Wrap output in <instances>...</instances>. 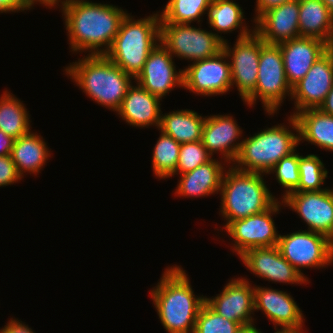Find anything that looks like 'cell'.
Segmentation results:
<instances>
[{
	"instance_id": "obj_1",
	"label": "cell",
	"mask_w": 333,
	"mask_h": 333,
	"mask_svg": "<svg viewBox=\"0 0 333 333\" xmlns=\"http://www.w3.org/2000/svg\"><path fill=\"white\" fill-rule=\"evenodd\" d=\"M60 3L57 5L63 12L73 53L88 51V55H105L127 11L89 0H64Z\"/></svg>"
},
{
	"instance_id": "obj_2",
	"label": "cell",
	"mask_w": 333,
	"mask_h": 333,
	"mask_svg": "<svg viewBox=\"0 0 333 333\" xmlns=\"http://www.w3.org/2000/svg\"><path fill=\"white\" fill-rule=\"evenodd\" d=\"M151 298L159 319L168 333H193L206 296H196L189 277L180 266L165 269L151 289Z\"/></svg>"
},
{
	"instance_id": "obj_3",
	"label": "cell",
	"mask_w": 333,
	"mask_h": 333,
	"mask_svg": "<svg viewBox=\"0 0 333 333\" xmlns=\"http://www.w3.org/2000/svg\"><path fill=\"white\" fill-rule=\"evenodd\" d=\"M67 76L93 101L116 112L135 80L105 55H88L65 67Z\"/></svg>"
},
{
	"instance_id": "obj_4",
	"label": "cell",
	"mask_w": 333,
	"mask_h": 333,
	"mask_svg": "<svg viewBox=\"0 0 333 333\" xmlns=\"http://www.w3.org/2000/svg\"><path fill=\"white\" fill-rule=\"evenodd\" d=\"M123 18L105 56L134 79L142 71L151 51L160 43L159 12L141 19Z\"/></svg>"
},
{
	"instance_id": "obj_5",
	"label": "cell",
	"mask_w": 333,
	"mask_h": 333,
	"mask_svg": "<svg viewBox=\"0 0 333 333\" xmlns=\"http://www.w3.org/2000/svg\"><path fill=\"white\" fill-rule=\"evenodd\" d=\"M222 178L220 212L226 220L244 219L269 209L278 199L264 181V174L236 169L230 165Z\"/></svg>"
},
{
	"instance_id": "obj_6",
	"label": "cell",
	"mask_w": 333,
	"mask_h": 333,
	"mask_svg": "<svg viewBox=\"0 0 333 333\" xmlns=\"http://www.w3.org/2000/svg\"><path fill=\"white\" fill-rule=\"evenodd\" d=\"M288 124L297 134L289 130V126L278 124L260 130L253 136L242 140L240 151L232 163L239 170L267 174L281 158L297 151L299 127L294 116L288 117Z\"/></svg>"
},
{
	"instance_id": "obj_7",
	"label": "cell",
	"mask_w": 333,
	"mask_h": 333,
	"mask_svg": "<svg viewBox=\"0 0 333 333\" xmlns=\"http://www.w3.org/2000/svg\"><path fill=\"white\" fill-rule=\"evenodd\" d=\"M292 88L288 84L282 53L279 45L261 43L257 83L254 91L244 100L249 107L261 99L263 108L270 116L277 113L281 103L288 95L291 97Z\"/></svg>"
},
{
	"instance_id": "obj_8",
	"label": "cell",
	"mask_w": 333,
	"mask_h": 333,
	"mask_svg": "<svg viewBox=\"0 0 333 333\" xmlns=\"http://www.w3.org/2000/svg\"><path fill=\"white\" fill-rule=\"evenodd\" d=\"M160 43L174 57L197 61L223 51L224 42L215 32L190 24L160 23Z\"/></svg>"
},
{
	"instance_id": "obj_9",
	"label": "cell",
	"mask_w": 333,
	"mask_h": 333,
	"mask_svg": "<svg viewBox=\"0 0 333 333\" xmlns=\"http://www.w3.org/2000/svg\"><path fill=\"white\" fill-rule=\"evenodd\" d=\"M277 246L282 256L303 276L301 268H325L333 263V241L318 232L298 230L279 234Z\"/></svg>"
},
{
	"instance_id": "obj_10",
	"label": "cell",
	"mask_w": 333,
	"mask_h": 333,
	"mask_svg": "<svg viewBox=\"0 0 333 333\" xmlns=\"http://www.w3.org/2000/svg\"><path fill=\"white\" fill-rule=\"evenodd\" d=\"M280 205L284 204L277 200L269 209L231 221L224 227L234 241L231 246L233 252L240 257L248 249L277 246L279 234L272 215L279 213Z\"/></svg>"
},
{
	"instance_id": "obj_11",
	"label": "cell",
	"mask_w": 333,
	"mask_h": 333,
	"mask_svg": "<svg viewBox=\"0 0 333 333\" xmlns=\"http://www.w3.org/2000/svg\"><path fill=\"white\" fill-rule=\"evenodd\" d=\"M183 88L203 96L227 93L232 88V79L225 51L208 59L193 61L183 69Z\"/></svg>"
},
{
	"instance_id": "obj_12",
	"label": "cell",
	"mask_w": 333,
	"mask_h": 333,
	"mask_svg": "<svg viewBox=\"0 0 333 333\" xmlns=\"http://www.w3.org/2000/svg\"><path fill=\"white\" fill-rule=\"evenodd\" d=\"M262 42L255 32L237 38L233 48L227 40L224 42L223 50L230 59L232 86L235 84L243 101L254 91L257 83Z\"/></svg>"
},
{
	"instance_id": "obj_13",
	"label": "cell",
	"mask_w": 333,
	"mask_h": 333,
	"mask_svg": "<svg viewBox=\"0 0 333 333\" xmlns=\"http://www.w3.org/2000/svg\"><path fill=\"white\" fill-rule=\"evenodd\" d=\"M283 206L295 211L308 225L309 231L326 235L333 241V189L291 192Z\"/></svg>"
},
{
	"instance_id": "obj_14",
	"label": "cell",
	"mask_w": 333,
	"mask_h": 333,
	"mask_svg": "<svg viewBox=\"0 0 333 333\" xmlns=\"http://www.w3.org/2000/svg\"><path fill=\"white\" fill-rule=\"evenodd\" d=\"M333 86V49L330 47L310 68L306 76L292 87L296 113L318 109Z\"/></svg>"
},
{
	"instance_id": "obj_15",
	"label": "cell",
	"mask_w": 333,
	"mask_h": 333,
	"mask_svg": "<svg viewBox=\"0 0 333 333\" xmlns=\"http://www.w3.org/2000/svg\"><path fill=\"white\" fill-rule=\"evenodd\" d=\"M173 58L159 43L148 55L142 71L134 82L162 101V97L170 93L173 88H183V70L179 69L177 72Z\"/></svg>"
},
{
	"instance_id": "obj_16",
	"label": "cell",
	"mask_w": 333,
	"mask_h": 333,
	"mask_svg": "<svg viewBox=\"0 0 333 333\" xmlns=\"http://www.w3.org/2000/svg\"><path fill=\"white\" fill-rule=\"evenodd\" d=\"M243 264L259 278L269 282L288 284H307L303 276L281 254L278 246L248 249L240 257Z\"/></svg>"
},
{
	"instance_id": "obj_17",
	"label": "cell",
	"mask_w": 333,
	"mask_h": 333,
	"mask_svg": "<svg viewBox=\"0 0 333 333\" xmlns=\"http://www.w3.org/2000/svg\"><path fill=\"white\" fill-rule=\"evenodd\" d=\"M247 278L230 279L222 292L206 303L219 315L239 323L242 327L254 324V286Z\"/></svg>"
},
{
	"instance_id": "obj_18",
	"label": "cell",
	"mask_w": 333,
	"mask_h": 333,
	"mask_svg": "<svg viewBox=\"0 0 333 333\" xmlns=\"http://www.w3.org/2000/svg\"><path fill=\"white\" fill-rule=\"evenodd\" d=\"M254 32L266 43L279 45L300 37L299 0L271 8L255 21Z\"/></svg>"
},
{
	"instance_id": "obj_19",
	"label": "cell",
	"mask_w": 333,
	"mask_h": 333,
	"mask_svg": "<svg viewBox=\"0 0 333 333\" xmlns=\"http://www.w3.org/2000/svg\"><path fill=\"white\" fill-rule=\"evenodd\" d=\"M262 310L274 328H303L302 310L287 292L254 286V311Z\"/></svg>"
},
{
	"instance_id": "obj_20",
	"label": "cell",
	"mask_w": 333,
	"mask_h": 333,
	"mask_svg": "<svg viewBox=\"0 0 333 333\" xmlns=\"http://www.w3.org/2000/svg\"><path fill=\"white\" fill-rule=\"evenodd\" d=\"M285 76L291 88L304 78L313 64L330 48L318 38L298 37L279 44Z\"/></svg>"
},
{
	"instance_id": "obj_21",
	"label": "cell",
	"mask_w": 333,
	"mask_h": 333,
	"mask_svg": "<svg viewBox=\"0 0 333 333\" xmlns=\"http://www.w3.org/2000/svg\"><path fill=\"white\" fill-rule=\"evenodd\" d=\"M207 117L201 141L212 157L214 153L220 152L221 159L230 165L235 161L240 151L242 141L239 143V137L242 130L232 115H210Z\"/></svg>"
},
{
	"instance_id": "obj_22",
	"label": "cell",
	"mask_w": 333,
	"mask_h": 333,
	"mask_svg": "<svg viewBox=\"0 0 333 333\" xmlns=\"http://www.w3.org/2000/svg\"><path fill=\"white\" fill-rule=\"evenodd\" d=\"M160 99L152 95L139 84L131 85L116 111L122 120L130 126L149 127L156 126L159 129L161 118Z\"/></svg>"
},
{
	"instance_id": "obj_23",
	"label": "cell",
	"mask_w": 333,
	"mask_h": 333,
	"mask_svg": "<svg viewBox=\"0 0 333 333\" xmlns=\"http://www.w3.org/2000/svg\"><path fill=\"white\" fill-rule=\"evenodd\" d=\"M222 160L211 159L192 171L180 174V181L175 189L179 197L197 198L220 192L225 167Z\"/></svg>"
},
{
	"instance_id": "obj_24",
	"label": "cell",
	"mask_w": 333,
	"mask_h": 333,
	"mask_svg": "<svg viewBox=\"0 0 333 333\" xmlns=\"http://www.w3.org/2000/svg\"><path fill=\"white\" fill-rule=\"evenodd\" d=\"M299 31L333 45V13L322 0H299Z\"/></svg>"
},
{
	"instance_id": "obj_25",
	"label": "cell",
	"mask_w": 333,
	"mask_h": 333,
	"mask_svg": "<svg viewBox=\"0 0 333 333\" xmlns=\"http://www.w3.org/2000/svg\"><path fill=\"white\" fill-rule=\"evenodd\" d=\"M51 152L41 135L30 131L28 134L14 139L11 159L23 178L28 172L37 175L44 167Z\"/></svg>"
},
{
	"instance_id": "obj_26",
	"label": "cell",
	"mask_w": 333,
	"mask_h": 333,
	"mask_svg": "<svg viewBox=\"0 0 333 333\" xmlns=\"http://www.w3.org/2000/svg\"><path fill=\"white\" fill-rule=\"evenodd\" d=\"M299 127V142L307 141L333 151V116L319 109H307L294 115Z\"/></svg>"
},
{
	"instance_id": "obj_27",
	"label": "cell",
	"mask_w": 333,
	"mask_h": 333,
	"mask_svg": "<svg viewBox=\"0 0 333 333\" xmlns=\"http://www.w3.org/2000/svg\"><path fill=\"white\" fill-rule=\"evenodd\" d=\"M206 116L190 109L161 112L159 130L171 136L180 144L200 141Z\"/></svg>"
},
{
	"instance_id": "obj_28",
	"label": "cell",
	"mask_w": 333,
	"mask_h": 333,
	"mask_svg": "<svg viewBox=\"0 0 333 333\" xmlns=\"http://www.w3.org/2000/svg\"><path fill=\"white\" fill-rule=\"evenodd\" d=\"M239 3L233 0H212L210 6L207 9L208 23L210 27L215 30L216 36L223 42L226 40L219 35L221 33H230L236 29H240V33L237 36L239 38L246 37L254 32V29H248L249 27L244 24V12L241 9ZM244 24V25H243Z\"/></svg>"
},
{
	"instance_id": "obj_29",
	"label": "cell",
	"mask_w": 333,
	"mask_h": 333,
	"mask_svg": "<svg viewBox=\"0 0 333 333\" xmlns=\"http://www.w3.org/2000/svg\"><path fill=\"white\" fill-rule=\"evenodd\" d=\"M22 102L8 90L0 97V130L13 139L31 131L29 111Z\"/></svg>"
},
{
	"instance_id": "obj_30",
	"label": "cell",
	"mask_w": 333,
	"mask_h": 333,
	"mask_svg": "<svg viewBox=\"0 0 333 333\" xmlns=\"http://www.w3.org/2000/svg\"><path fill=\"white\" fill-rule=\"evenodd\" d=\"M212 0H168L160 15V23L191 24L201 22Z\"/></svg>"
},
{
	"instance_id": "obj_31",
	"label": "cell",
	"mask_w": 333,
	"mask_h": 333,
	"mask_svg": "<svg viewBox=\"0 0 333 333\" xmlns=\"http://www.w3.org/2000/svg\"><path fill=\"white\" fill-rule=\"evenodd\" d=\"M160 132L152 153V168L156 177L166 179L175 176L181 144L171 136Z\"/></svg>"
},
{
	"instance_id": "obj_32",
	"label": "cell",
	"mask_w": 333,
	"mask_h": 333,
	"mask_svg": "<svg viewBox=\"0 0 333 333\" xmlns=\"http://www.w3.org/2000/svg\"><path fill=\"white\" fill-rule=\"evenodd\" d=\"M324 165L317 155H299L300 182L293 192H310L327 189L321 188V185L324 184L325 179L328 177V171Z\"/></svg>"
},
{
	"instance_id": "obj_33",
	"label": "cell",
	"mask_w": 333,
	"mask_h": 333,
	"mask_svg": "<svg viewBox=\"0 0 333 333\" xmlns=\"http://www.w3.org/2000/svg\"><path fill=\"white\" fill-rule=\"evenodd\" d=\"M242 326L216 313L206 302L197 315L193 333H237Z\"/></svg>"
},
{
	"instance_id": "obj_34",
	"label": "cell",
	"mask_w": 333,
	"mask_h": 333,
	"mask_svg": "<svg viewBox=\"0 0 333 333\" xmlns=\"http://www.w3.org/2000/svg\"><path fill=\"white\" fill-rule=\"evenodd\" d=\"M275 173L276 180L282 188L286 190L282 199L293 192L300 182L299 174V153L293 152L291 155L281 158L277 164L268 172Z\"/></svg>"
},
{
	"instance_id": "obj_35",
	"label": "cell",
	"mask_w": 333,
	"mask_h": 333,
	"mask_svg": "<svg viewBox=\"0 0 333 333\" xmlns=\"http://www.w3.org/2000/svg\"><path fill=\"white\" fill-rule=\"evenodd\" d=\"M211 159L212 156L208 153L201 140L183 143L180 146L175 175L192 171Z\"/></svg>"
},
{
	"instance_id": "obj_36",
	"label": "cell",
	"mask_w": 333,
	"mask_h": 333,
	"mask_svg": "<svg viewBox=\"0 0 333 333\" xmlns=\"http://www.w3.org/2000/svg\"><path fill=\"white\" fill-rule=\"evenodd\" d=\"M22 179L10 155L0 156V187L17 183Z\"/></svg>"
},
{
	"instance_id": "obj_37",
	"label": "cell",
	"mask_w": 333,
	"mask_h": 333,
	"mask_svg": "<svg viewBox=\"0 0 333 333\" xmlns=\"http://www.w3.org/2000/svg\"><path fill=\"white\" fill-rule=\"evenodd\" d=\"M35 4L33 0H0V13L28 11Z\"/></svg>"
},
{
	"instance_id": "obj_38",
	"label": "cell",
	"mask_w": 333,
	"mask_h": 333,
	"mask_svg": "<svg viewBox=\"0 0 333 333\" xmlns=\"http://www.w3.org/2000/svg\"><path fill=\"white\" fill-rule=\"evenodd\" d=\"M0 333H35L28 325L18 319L11 318L6 325L0 329Z\"/></svg>"
},
{
	"instance_id": "obj_39",
	"label": "cell",
	"mask_w": 333,
	"mask_h": 333,
	"mask_svg": "<svg viewBox=\"0 0 333 333\" xmlns=\"http://www.w3.org/2000/svg\"><path fill=\"white\" fill-rule=\"evenodd\" d=\"M292 0H256V10L254 21L267 10L280 6L281 4Z\"/></svg>"
},
{
	"instance_id": "obj_40",
	"label": "cell",
	"mask_w": 333,
	"mask_h": 333,
	"mask_svg": "<svg viewBox=\"0 0 333 333\" xmlns=\"http://www.w3.org/2000/svg\"><path fill=\"white\" fill-rule=\"evenodd\" d=\"M13 143L14 139L0 130V156L10 155Z\"/></svg>"
},
{
	"instance_id": "obj_41",
	"label": "cell",
	"mask_w": 333,
	"mask_h": 333,
	"mask_svg": "<svg viewBox=\"0 0 333 333\" xmlns=\"http://www.w3.org/2000/svg\"><path fill=\"white\" fill-rule=\"evenodd\" d=\"M318 109L325 114L333 116V86Z\"/></svg>"
},
{
	"instance_id": "obj_42",
	"label": "cell",
	"mask_w": 333,
	"mask_h": 333,
	"mask_svg": "<svg viewBox=\"0 0 333 333\" xmlns=\"http://www.w3.org/2000/svg\"><path fill=\"white\" fill-rule=\"evenodd\" d=\"M237 333H262L260 331V329H257L255 327V324H252V325H247V326H243L241 327Z\"/></svg>"
},
{
	"instance_id": "obj_43",
	"label": "cell",
	"mask_w": 333,
	"mask_h": 333,
	"mask_svg": "<svg viewBox=\"0 0 333 333\" xmlns=\"http://www.w3.org/2000/svg\"><path fill=\"white\" fill-rule=\"evenodd\" d=\"M36 4H42L43 6H48V8L55 7L59 2L64 1V0H33Z\"/></svg>"
},
{
	"instance_id": "obj_44",
	"label": "cell",
	"mask_w": 333,
	"mask_h": 333,
	"mask_svg": "<svg viewBox=\"0 0 333 333\" xmlns=\"http://www.w3.org/2000/svg\"><path fill=\"white\" fill-rule=\"evenodd\" d=\"M276 332L274 333H303V328H281V329H275Z\"/></svg>"
},
{
	"instance_id": "obj_45",
	"label": "cell",
	"mask_w": 333,
	"mask_h": 333,
	"mask_svg": "<svg viewBox=\"0 0 333 333\" xmlns=\"http://www.w3.org/2000/svg\"><path fill=\"white\" fill-rule=\"evenodd\" d=\"M327 7L329 8V10L333 13V0H322Z\"/></svg>"
}]
</instances>
